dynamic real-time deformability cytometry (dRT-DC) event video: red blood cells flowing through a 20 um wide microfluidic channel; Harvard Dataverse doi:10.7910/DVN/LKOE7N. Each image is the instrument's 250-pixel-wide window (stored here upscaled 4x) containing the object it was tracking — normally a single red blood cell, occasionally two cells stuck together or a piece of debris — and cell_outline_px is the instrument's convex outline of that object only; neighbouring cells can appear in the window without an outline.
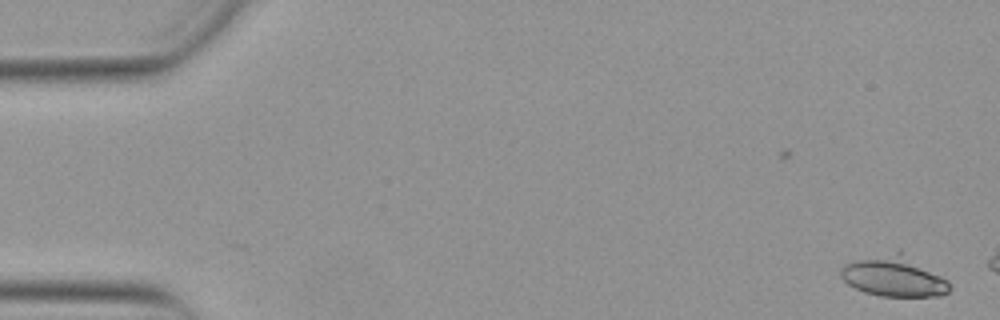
{"species": "Egyptian fruit bat (a non-hibernating species)", "species_latin": "Rousettus aegyptiacus", "temperature_condition": "warm", "stored_images_in_passage": 12, "camera_frame_rate_fps": 3000, "um_per_image_px": 0.085, "animal": {"sex": "female"}, "frame": {"image": 1, "passage_image": 1, "time_ms": 0.0, "image_size_px": [1000, 320], "cell_outline_px": [[952, 288], [948, 292], [940, 296], [880, 296], [864, 292], [848, 284], [840, 276], [840, 268], [848, 264], [900, 248], [948, 280]], "centroid_in_image_um": [76.06, 23.47], "position_along_channel_um": 8.9, "area_um2": 25.84}}